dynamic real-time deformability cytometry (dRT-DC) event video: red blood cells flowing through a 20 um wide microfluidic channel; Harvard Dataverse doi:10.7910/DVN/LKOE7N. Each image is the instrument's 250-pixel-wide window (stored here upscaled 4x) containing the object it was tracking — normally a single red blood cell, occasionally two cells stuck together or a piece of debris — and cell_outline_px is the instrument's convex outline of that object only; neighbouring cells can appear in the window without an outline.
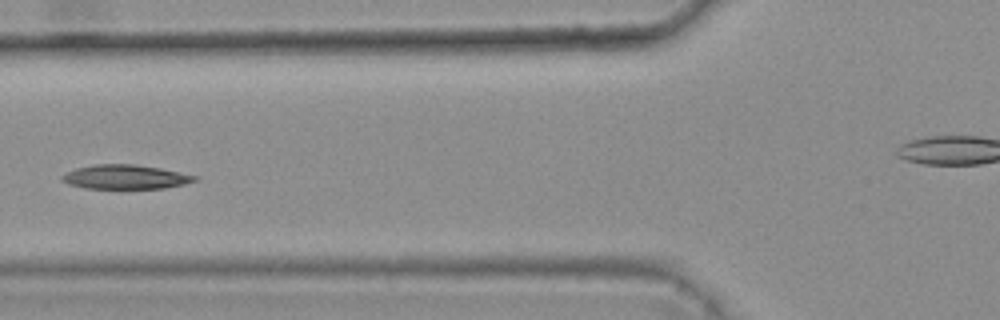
{"species": "common noctule bat (a hibernating species)", "species_latin": "Nyctalus noctula", "temperature_condition": "warm", "stored_images_in_passage": 5, "camera_frame_rate_fps": 3000, "um_per_image_px": 0.085, "animal": {"sex": "female", "body_mass_g": 25.1}, "frame": {"image": 1, "passage_image": 5, "time_ms": 1.333, "image_size_px": [1000, 320], "cell_outline_px": [[200, 180], [184, 184], [164, 188], [120, 192], [84, 188], [68, 184], [60, 180], [60, 176], [76, 168], [92, 164], [136, 164], [160, 168], [200, 176]], "centroid_in_image_um": [10.67, 15.09], "position_along_channel_um": 115.1, "area_um2": 20.06}}